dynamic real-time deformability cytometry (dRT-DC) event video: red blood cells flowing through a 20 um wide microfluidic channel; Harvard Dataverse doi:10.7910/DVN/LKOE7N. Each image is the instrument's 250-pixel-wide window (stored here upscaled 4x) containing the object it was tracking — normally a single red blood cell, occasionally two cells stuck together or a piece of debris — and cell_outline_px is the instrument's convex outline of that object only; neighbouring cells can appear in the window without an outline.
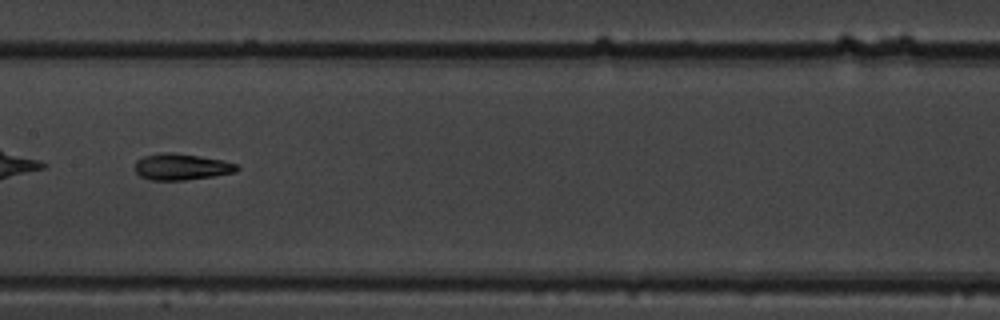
{"species": "common noctule bat (a hibernating species)", "species_latin": "Nyctalus noctula", "temperature_condition": "warm", "stored_images_in_passage": 6, "camera_frame_rate_fps": 3000, "um_per_image_px": 0.085, "animal": {"sex": "male", "body_mass_g": 19.5, "forearm_length_mm": 54.6}, "frame": {"image": 1, "passage_image": 6, "time_ms": 1.667, "image_size_px": [1000, 320], "cell_outline_px": [[240, 168], [236, 172], [212, 176], [184, 180], [152, 180], [140, 176], [136, 172], [136, 160], [144, 156], [160, 152], [172, 152], [200, 156], [224, 160], [236, 164]], "centroid_in_image_um": [15.43, 14.17], "position_along_channel_um": 192.0, "area_um2": 15.66}}